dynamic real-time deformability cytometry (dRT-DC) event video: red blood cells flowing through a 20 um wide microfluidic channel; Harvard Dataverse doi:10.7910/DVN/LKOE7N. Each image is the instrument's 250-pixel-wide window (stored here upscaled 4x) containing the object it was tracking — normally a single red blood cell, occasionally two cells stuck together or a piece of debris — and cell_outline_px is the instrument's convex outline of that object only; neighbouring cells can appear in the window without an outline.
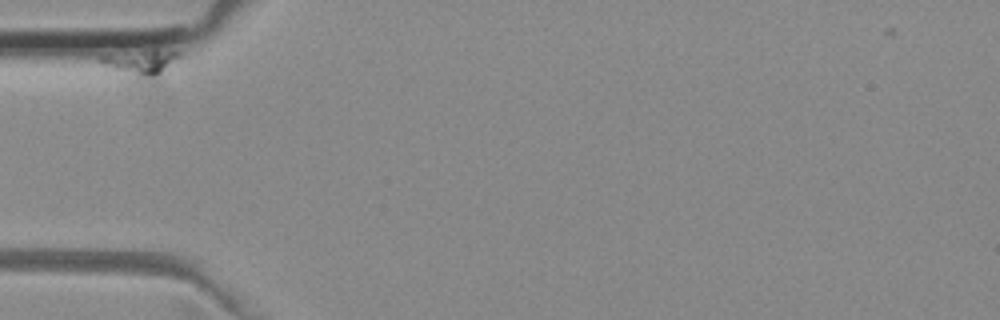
{"species": "common noctule bat (a hibernating species)", "species_latin": "Nyctalus noctula", "temperature_condition": "room temperature", "stored_images_in_passage": 40, "camera_frame_rate_fps": 3000, "um_per_image_px": 0.085, "animal": {"sex": "female", "body_mass_g": 29.2, "forearm_length_mm": 56.3}, "frame": {"image": 1, "passage_image": 2, "time_ms": 0.333, "image_size_px": [1000, 320], "cell_outline_px": [[180, 56], [152, 84], [144, 84], [104, 64], [100, 60], [100, 56], [152, 52], [180, 52]], "centroid_in_image_um": [12.05, 5.5], "position_along_channel_um": 73.0, "area_um2": 11.39}}
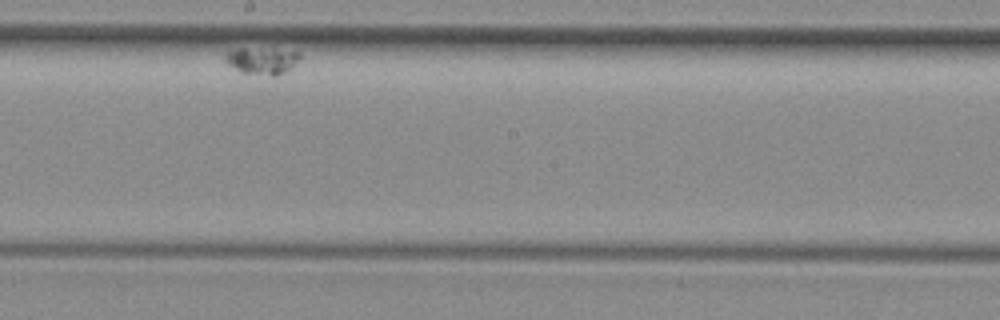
{"frame": {"image": 2, "passage_image": 24, "time_ms": 7.667, "image_size_px": [1000, 320], "cell_outline_px": [[300, 56], [284, 72], [276, 76], [272, 76], [240, 72], [228, 64], [224, 60], [224, 56], [228, 52], [240, 48], [244, 48], [300, 52]], "centroid_in_image_um": [22.19, 5.18], "position_along_channel_um": 226.0, "area_um2": 11.16}}
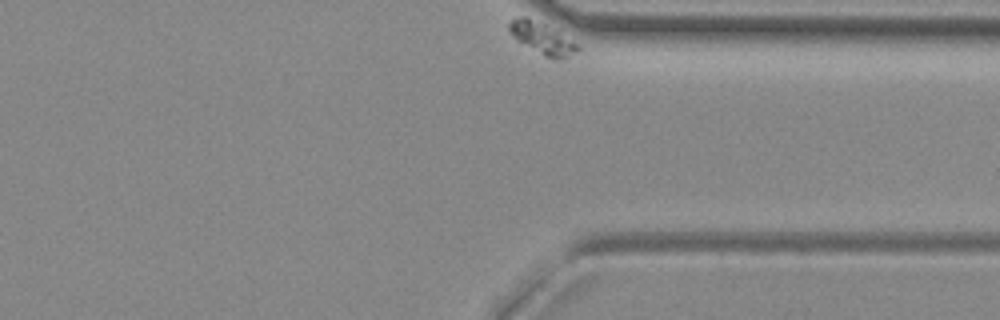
{"frame": {"image": 3, "passage_image": 40, "time_ms": 13.0, "image_size_px": [1000, 320], "cell_outline_px": [[580, 48], [576, 52], [568, 56], [544, 56], [516, 40], [508, 32], [508, 20], [512, 16], [528, 16], [560, 32], [576, 44]], "centroid_in_image_um": [45.95, 3.16], "position_along_channel_um": 365.4, "area_um2": 12.43}}